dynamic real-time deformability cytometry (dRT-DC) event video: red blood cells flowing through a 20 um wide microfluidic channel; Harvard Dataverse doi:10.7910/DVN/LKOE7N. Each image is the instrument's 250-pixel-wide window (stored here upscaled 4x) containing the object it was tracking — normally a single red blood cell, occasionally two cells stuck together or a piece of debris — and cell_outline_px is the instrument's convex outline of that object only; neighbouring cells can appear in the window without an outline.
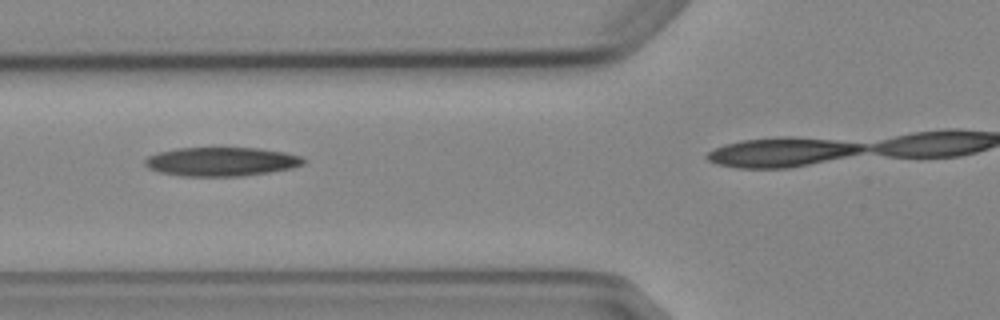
{"species": "Egyptian fruit bat (a non-hibernating species)", "species_latin": "Rousettus aegyptiacus", "temperature_condition": "cold", "stored_images_in_passage": 3, "camera_frame_rate_fps": 3000, "um_per_image_px": 0.085, "animal": {"sex": "female"}, "frame": {"image": 1, "passage_image": 2, "time_ms": 1.0, "image_size_px": [1000, 320], "cell_outline_px": [[308, 160], [304, 164], [292, 168], [244, 176], [180, 176], [160, 172], [148, 168], [144, 164], [144, 160], [148, 156], [156, 152], [176, 148], [260, 148], [284, 152], [300, 156]], "centroid_in_image_um": [18.8, 13.74], "position_along_channel_um": 107.0, "area_um2": 26.88}}